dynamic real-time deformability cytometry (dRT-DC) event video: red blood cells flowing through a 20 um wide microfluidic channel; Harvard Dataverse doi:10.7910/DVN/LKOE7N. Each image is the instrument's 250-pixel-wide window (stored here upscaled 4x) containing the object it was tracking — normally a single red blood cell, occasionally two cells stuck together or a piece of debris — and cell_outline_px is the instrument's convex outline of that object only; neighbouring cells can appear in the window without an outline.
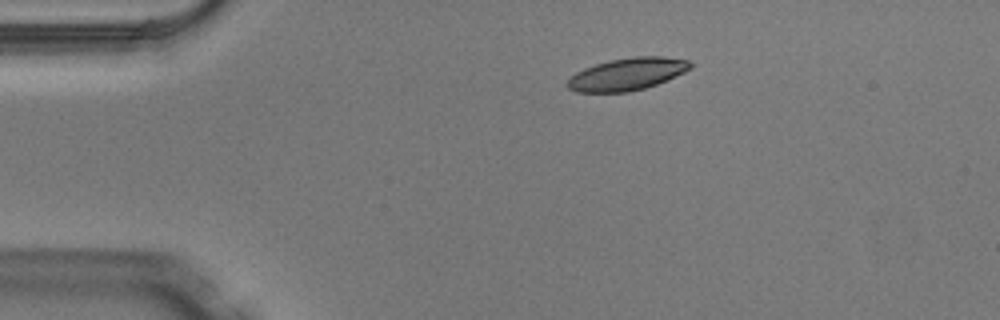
{"species": "Egyptian fruit bat (a non-hibernating species)", "species_latin": "Rousettus aegyptiacus", "temperature_condition": "warm", "stored_images_in_passage": 2, "camera_frame_rate_fps": 3000, "um_per_image_px": 0.085, "animal": {"sex": "male"}, "frame": {"image": 1, "passage_image": 1, "time_ms": 0.0, "image_size_px": [1000, 320], "cell_outline_px": [[692, 68], [684, 72], [656, 84], [644, 88], [628, 92], [576, 92], [568, 88], [564, 84], [576, 72], [584, 68], [608, 60], [632, 56], [664, 56], [688, 60], [692, 64]], "centroid_in_image_um": [53.29, 6.29], "position_along_channel_um": 31.7, "area_um2": 23.18}}